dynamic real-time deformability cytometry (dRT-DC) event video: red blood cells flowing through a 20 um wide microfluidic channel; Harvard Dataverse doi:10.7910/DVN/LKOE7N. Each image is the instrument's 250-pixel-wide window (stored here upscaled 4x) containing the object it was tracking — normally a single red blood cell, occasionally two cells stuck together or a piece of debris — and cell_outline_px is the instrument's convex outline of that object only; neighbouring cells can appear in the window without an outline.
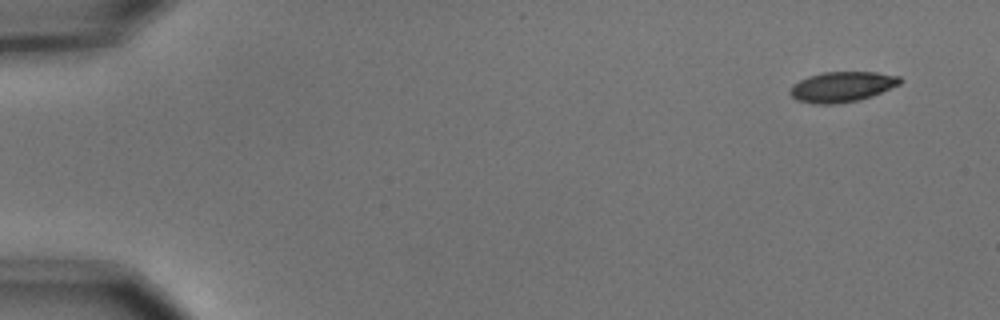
{"species": "common noctule bat (a hibernating species)", "species_latin": "Nyctalus noctula", "temperature_condition": "cold", "stored_images_in_passage": 4, "camera_frame_rate_fps": 3000, "um_per_image_px": 0.085, "animal": {"sex": "male", "body_mass_g": 15.6}, "frame": {"image": 1, "passage_image": 1, "time_ms": 0.0, "image_size_px": [1000, 320], "cell_outline_px": [[904, 80], [900, 84], [872, 96], [860, 100], [836, 104], [812, 104], [796, 100], [788, 92], [788, 88], [792, 84], [808, 76], [824, 72], [876, 72], [900, 76]], "centroid_in_image_um": [71.55, 7.38], "position_along_channel_um": 13.5, "area_um2": 19.71}}